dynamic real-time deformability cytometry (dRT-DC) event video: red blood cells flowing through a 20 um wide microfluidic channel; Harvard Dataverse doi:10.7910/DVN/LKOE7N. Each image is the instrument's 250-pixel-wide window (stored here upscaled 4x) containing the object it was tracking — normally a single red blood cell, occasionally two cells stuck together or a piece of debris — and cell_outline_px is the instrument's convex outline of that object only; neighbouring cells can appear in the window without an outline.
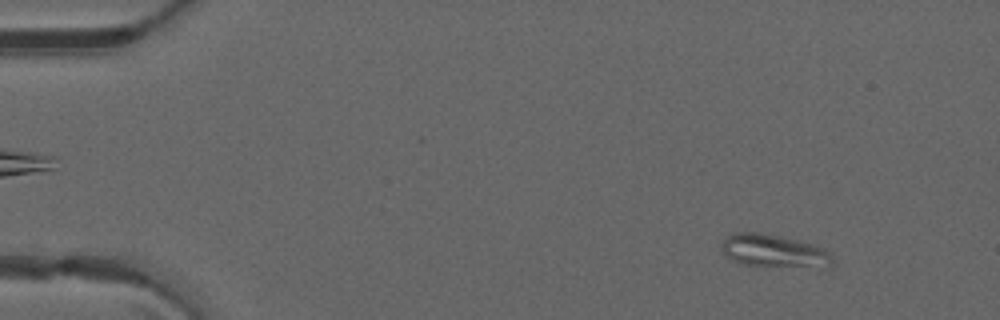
{"species": "common noctule bat (a hibernating species)", "species_latin": "Nyctalus noctula", "temperature_condition": "warm", "stored_images_in_passage": 49, "camera_frame_rate_fps": 3000, "um_per_image_px": 0.085, "animal": {"sex": "male", "forearm_length_mm": 52.5}, "frame": {"image": 1, "passage_image": 5, "time_ms": 1.333, "image_size_px": [1000, 320], "cell_outline_px": [[836, 264], [832, 268], [764, 268], [744, 264], [732, 260], [724, 256], [720, 248], [724, 240], [732, 232], [760, 232], [800, 240], [824, 248], [832, 256]], "centroid_in_image_um": [65.85, 21.39], "position_along_channel_um": 19.2, "area_um2": 22.48}}
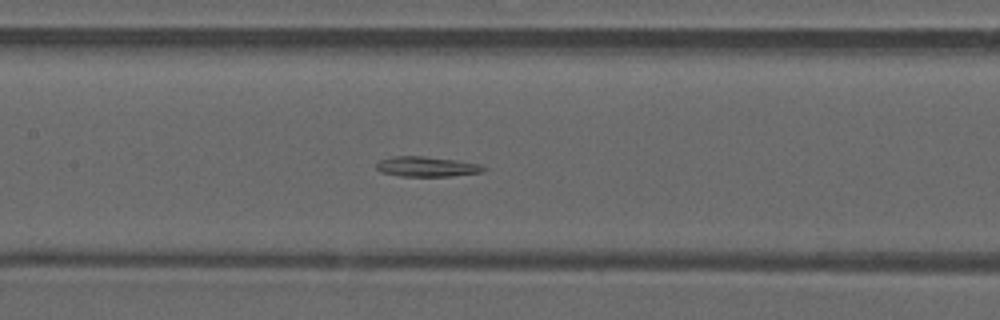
{"frame": {"image": 2, "passage_image": 24, "time_ms": 7.667, "image_size_px": [1000, 320], "cell_outline_px": [[488, 168], [484, 172], [452, 176], [400, 176], [380, 172], [376, 168], [376, 164], [380, 160], [392, 156], [424, 156], [456, 160], [480, 164]], "centroid_in_image_um": [36.29, 14.16], "position_along_channel_um": 171.1, "area_um2": 12.66}}
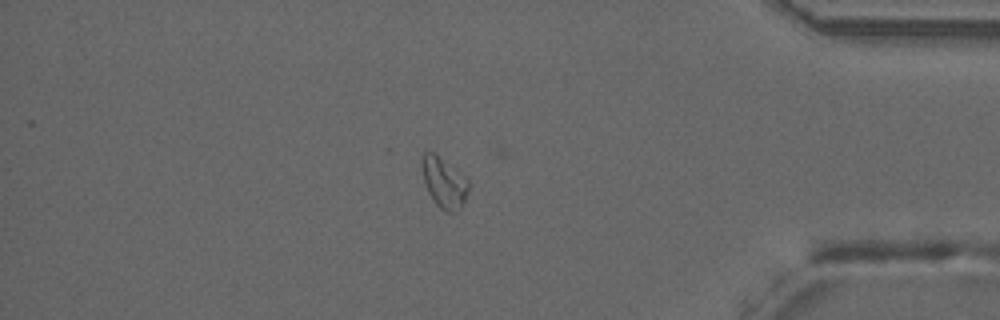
{"frame": {"image": 3, "passage_image": 43, "time_ms": 14.0, "image_size_px": [1000, 320], "cell_outline_px": [[468, 192], [464, 200], [456, 212], [444, 212], [436, 204], [428, 192], [424, 184], [420, 160], [424, 152], [432, 152], [464, 176], [468, 180]], "centroid_in_image_um": [37.7, 15.53], "position_along_channel_um": 397.5, "area_um2": 13.47}}